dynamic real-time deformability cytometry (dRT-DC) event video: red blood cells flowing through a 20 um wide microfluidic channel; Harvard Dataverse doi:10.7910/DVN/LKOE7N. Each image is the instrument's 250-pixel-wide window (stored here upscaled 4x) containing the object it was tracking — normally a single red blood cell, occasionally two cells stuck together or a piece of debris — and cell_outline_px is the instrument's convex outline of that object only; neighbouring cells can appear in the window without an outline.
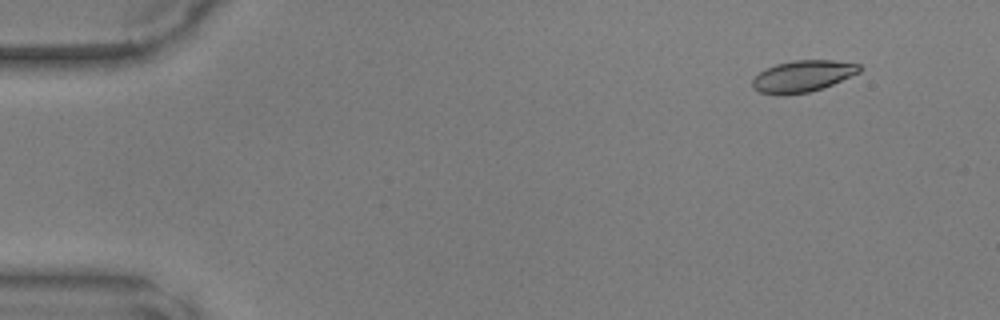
{"species": "common noctule bat (a hibernating species)", "species_latin": "Nyctalus noctula", "temperature_condition": "warm", "stored_images_in_passage": 35, "camera_frame_rate_fps": 3000, "um_per_image_px": 0.085, "animal": {"sex": "male", "body_mass_g": 17.9, "forearm_length_mm": 54.2}, "frame": {"image": 1, "passage_image": 3, "time_ms": 0.667, "image_size_px": [1000, 320], "cell_outline_px": [[860, 72], [832, 84], [808, 92], [760, 92], [752, 88], [752, 80], [764, 68], [776, 64], [792, 60], [832, 60], [860, 64]], "centroid_in_image_um": [68.24, 6.42], "position_along_channel_um": 16.8, "area_um2": 18.96}}
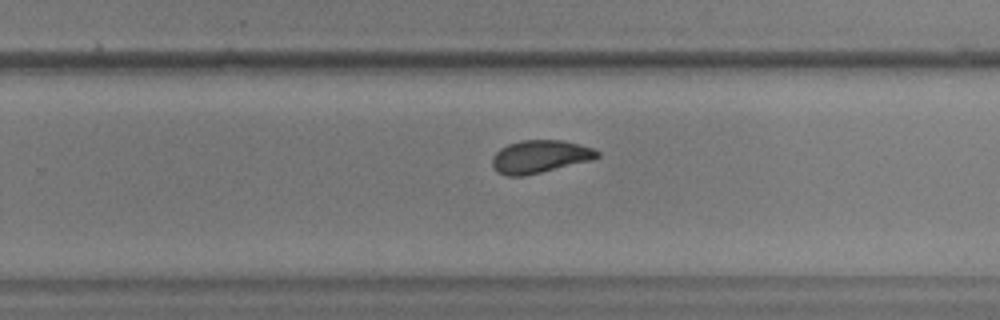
{"frame": {"image": 2, "passage_image": 30, "time_ms": 9.667, "image_size_px": [1000, 320], "cell_outline_px": [[600, 156], [592, 160], [524, 176], [508, 176], [496, 172], [492, 164], [492, 156], [500, 148], [508, 144], [520, 140], [564, 140], [580, 144], [592, 148], [600, 152]], "centroid_in_image_um": [45.88, 13.3], "position_along_channel_um": 283.9, "area_um2": 20.17}}
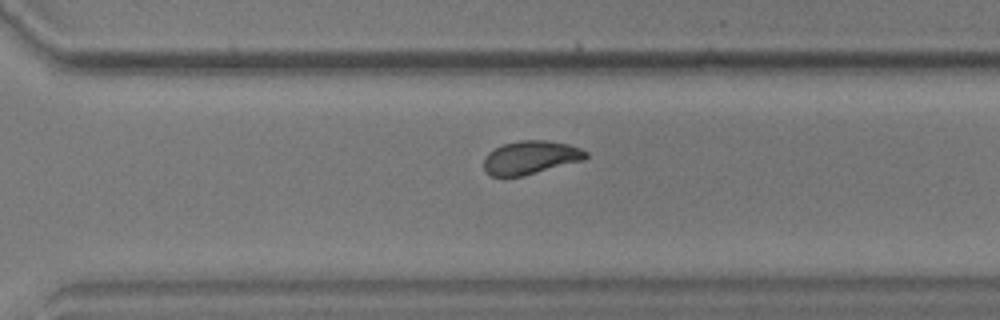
{"frame": {"image": 3, "passage_image": 33, "time_ms": 10.667, "image_size_px": [1000, 320], "cell_outline_px": [[588, 156], [584, 160], [524, 176], [492, 176], [484, 168], [484, 156], [488, 152], [504, 144], [520, 140], [548, 140], [568, 144], [580, 148], [588, 152]], "centroid_in_image_um": [45.12, 13.38], "position_along_channel_um": 325.5, "area_um2": 19.88}}